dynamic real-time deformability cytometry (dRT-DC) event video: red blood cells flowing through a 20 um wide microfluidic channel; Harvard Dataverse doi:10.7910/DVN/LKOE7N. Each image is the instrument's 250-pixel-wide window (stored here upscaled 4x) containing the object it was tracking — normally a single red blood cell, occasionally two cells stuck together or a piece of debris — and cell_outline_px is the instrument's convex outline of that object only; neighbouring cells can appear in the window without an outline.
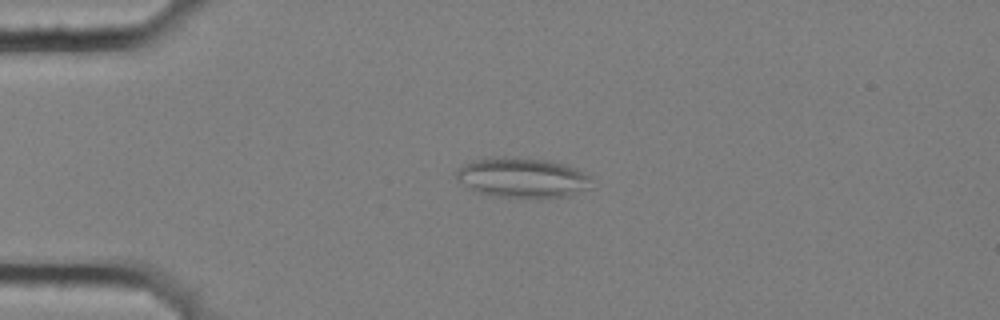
{"species": "common noctule bat (a hibernating species)", "species_latin": "Nyctalus noctula", "temperature_condition": "cold", "stored_images_in_passage": 5, "camera_frame_rate_fps": 3000, "um_per_image_px": 0.085, "animal": {"sex": "female", "body_mass_g": 25.1}, "frame": {"image": 1, "passage_image": 4, "time_ms": 1.0, "image_size_px": [1000, 320], "cell_outline_px": [[592, 176], [588, 188], [568, 196], [536, 200], [496, 196], [480, 192], [472, 188], [460, 180], [456, 176], [456, 168], [472, 160], [496, 156], [504, 156], [548, 160], [568, 164]], "centroid_in_image_um": [44.45, 15.11], "position_along_channel_um": 40.5, "area_um2": 32.02}}